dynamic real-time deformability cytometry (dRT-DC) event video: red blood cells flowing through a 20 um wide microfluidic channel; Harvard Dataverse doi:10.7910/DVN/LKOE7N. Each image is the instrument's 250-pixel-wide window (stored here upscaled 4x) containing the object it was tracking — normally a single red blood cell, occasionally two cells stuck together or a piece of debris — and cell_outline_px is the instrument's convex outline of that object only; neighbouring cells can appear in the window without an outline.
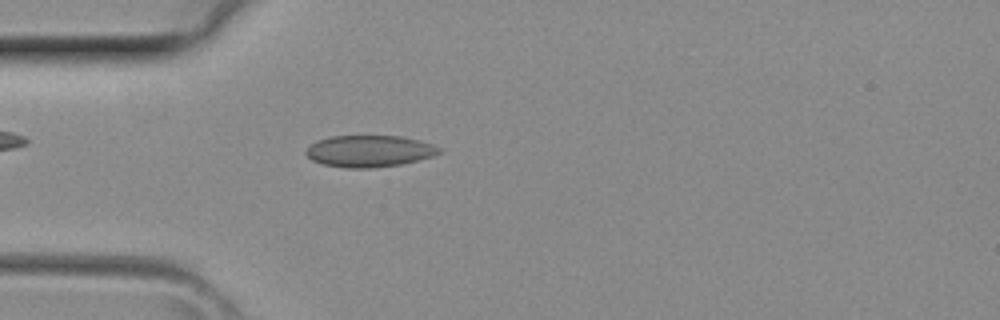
{"species": "common noctule bat (a hibernating species)", "species_latin": "Nyctalus noctula", "temperature_condition": "room temperature", "stored_images_in_passage": 4, "camera_frame_rate_fps": 3000, "um_per_image_px": 0.085, "animal": {"sex": "female", "body_mass_g": 29.2, "forearm_length_mm": 56.3}, "frame": {"image": 1, "passage_image": 4, "time_ms": 1.0, "image_size_px": [1000, 320], "cell_outline_px": [[444, 152], [432, 156], [400, 164], [372, 168], [344, 168], [324, 164], [312, 160], [304, 152], [316, 140], [328, 136], [404, 136], [420, 140], [444, 148]], "centroid_in_image_um": [31.43, 12.83], "position_along_channel_um": 53.6, "area_um2": 24.74}}